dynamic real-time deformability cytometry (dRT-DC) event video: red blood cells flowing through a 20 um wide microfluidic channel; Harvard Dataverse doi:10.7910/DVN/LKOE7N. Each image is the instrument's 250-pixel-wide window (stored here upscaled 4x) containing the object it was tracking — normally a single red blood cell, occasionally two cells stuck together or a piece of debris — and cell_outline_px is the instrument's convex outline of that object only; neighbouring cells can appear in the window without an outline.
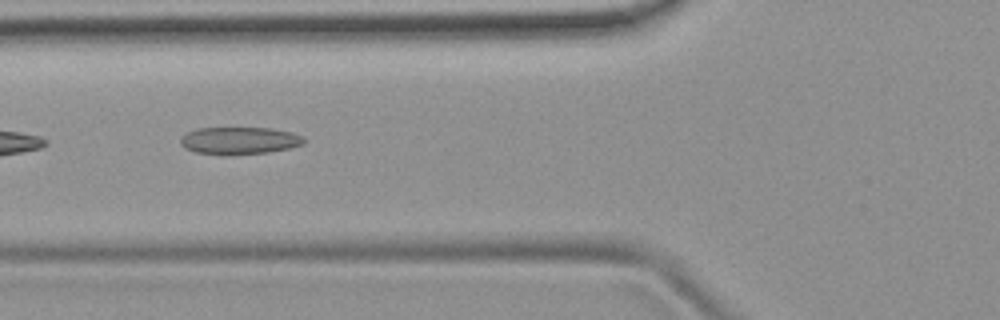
{"species": "common noctule bat (a hibernating species)", "species_latin": "Nyctalus noctula", "temperature_condition": "room temperature", "stored_images_in_passage": 9, "camera_frame_rate_fps": 3000, "um_per_image_px": 0.085, "animal": {"sex": "female", "body_mass_g": 19.9}, "frame": {"image": 1, "passage_image": 6, "time_ms": 6.0, "image_size_px": [1000, 320], "cell_outline_px": [[304, 144], [288, 148], [268, 152], [224, 156], [196, 152], [184, 148], [180, 144], [180, 140], [188, 132], [196, 128], [272, 128], [292, 132], [304, 136]], "centroid_in_image_um": [20.35, 11.96], "position_along_channel_um": 105.5, "area_um2": 19.83}}
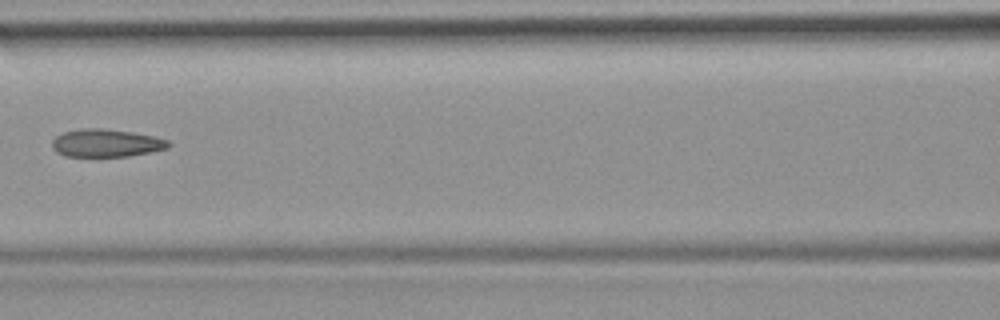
{"frame": {"image": 2, "passage_image": 7, "time_ms": 7.333, "image_size_px": [1000, 320], "cell_outline_px": [[172, 144], [168, 148], [128, 156], [64, 156], [56, 152], [52, 148], [52, 140], [56, 136], [64, 132], [80, 128], [104, 128], [132, 132], [152, 136], [168, 140]], "centroid_in_image_um": [9.0, 12.15], "position_along_channel_um": 157.6, "area_um2": 18.84}}
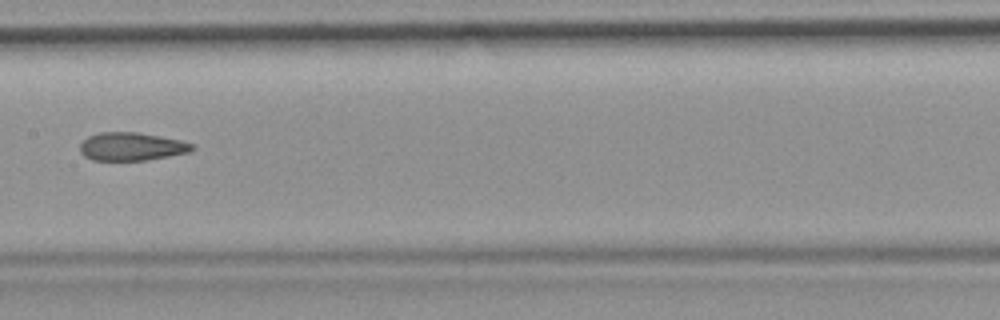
{"frame": {"image": 3, "passage_image": 8, "time_ms": 8.333, "image_size_px": [1000, 320], "cell_outline_px": [[196, 148], [192, 152], [148, 160], [92, 160], [84, 156], [80, 152], [80, 144], [88, 136], [100, 132], [136, 132], [160, 136], [180, 140], [192, 144]], "centroid_in_image_um": [11.2, 12.46], "position_along_channel_um": 196.2, "area_um2": 18.5}}